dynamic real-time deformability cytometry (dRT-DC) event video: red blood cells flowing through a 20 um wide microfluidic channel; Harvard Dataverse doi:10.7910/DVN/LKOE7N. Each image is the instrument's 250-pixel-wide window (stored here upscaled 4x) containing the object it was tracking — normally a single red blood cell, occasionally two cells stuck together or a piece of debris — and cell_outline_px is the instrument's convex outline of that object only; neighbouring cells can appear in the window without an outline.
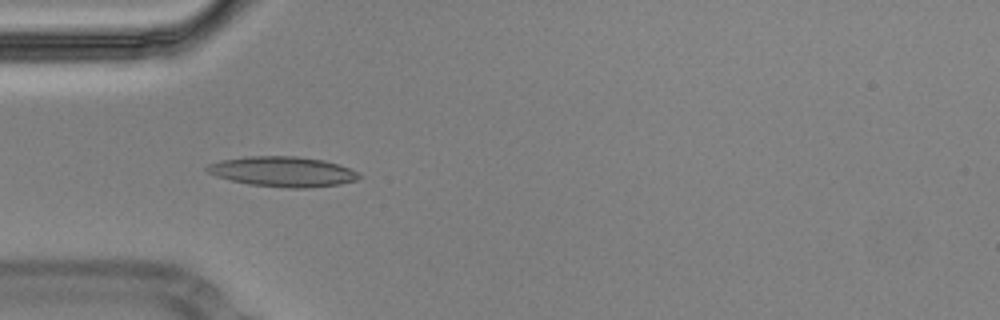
{"species": "Egyptian fruit bat (a non-hibernating species)", "species_latin": "Rousettus aegyptiacus", "temperature_condition": "cold", "stored_images_in_passage": 55, "camera_frame_rate_fps": 3000, "um_per_image_px": 0.085, "animal": {"sex": "male"}, "frame": {"image": 1, "passage_image": 16, "time_ms": 5.0, "image_size_px": [1000, 320], "cell_outline_px": [[364, 176], [356, 180], [340, 184], [308, 188], [288, 188], [248, 184], [216, 176], [208, 172], [204, 168], [208, 164], [220, 160], [248, 156], [296, 156], [324, 160], [348, 168]], "centroid_in_image_um": [24.02, 14.59], "position_along_channel_um": 61.0, "area_um2": 26.65}}
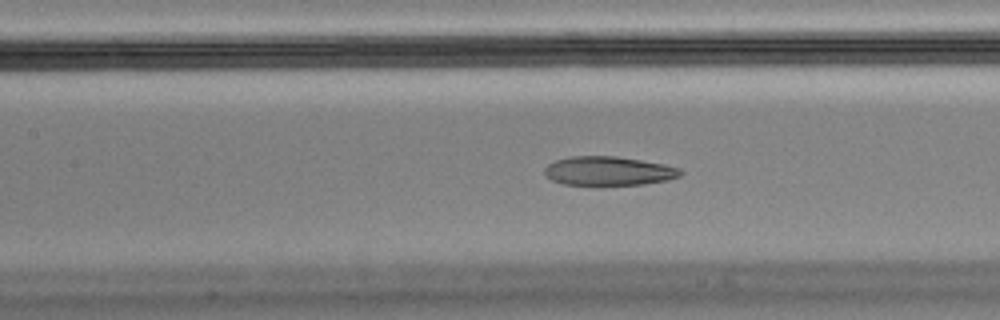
{"frame": {"image": 2, "passage_image": 24, "time_ms": 7.667, "image_size_px": [1000, 320], "cell_outline_px": [[684, 172], [680, 176], [668, 180], [644, 184], [564, 184], [552, 180], [544, 172], [544, 168], [548, 164], [556, 160], [572, 156], [616, 156], [664, 164], [680, 168]], "centroid_in_image_um": [51.76, 14.52], "position_along_channel_um": 155.6, "area_um2": 22.72}, "authors_computed_cell_mechanics": {"area_um2": 24.6806, "velocity_mm_per_s": 3.5856, "shape_relaxation_time_tau1_ms": null, "shape_relaxation_time_tau2_ms": 1.9138, "deformation_change_tau1": null, "deformation_change_tau2": 0.0849}}